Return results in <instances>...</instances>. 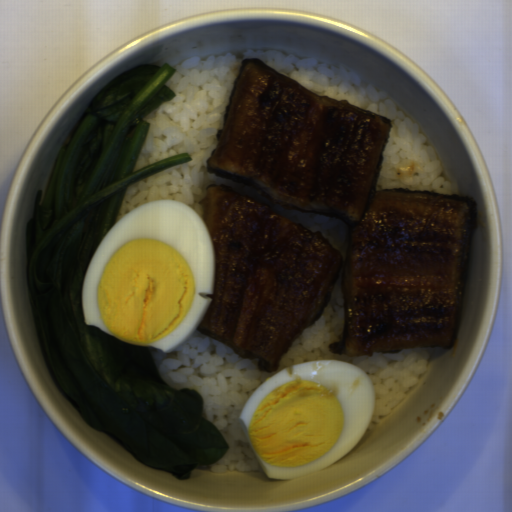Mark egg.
I'll return each instance as SVG.
<instances>
[{"mask_svg":"<svg viewBox=\"0 0 512 512\" xmlns=\"http://www.w3.org/2000/svg\"><path fill=\"white\" fill-rule=\"evenodd\" d=\"M215 256L203 220L184 203L151 200L118 219L85 269V323L127 343L172 353L213 295Z\"/></svg>","mask_w":512,"mask_h":512,"instance_id":"d2b9013d","label":"egg"},{"mask_svg":"<svg viewBox=\"0 0 512 512\" xmlns=\"http://www.w3.org/2000/svg\"><path fill=\"white\" fill-rule=\"evenodd\" d=\"M374 383L342 360L284 367L267 377L239 420L267 477L326 469L363 438L373 416Z\"/></svg>","mask_w":512,"mask_h":512,"instance_id":"2799bb9f","label":"egg"}]
</instances>
